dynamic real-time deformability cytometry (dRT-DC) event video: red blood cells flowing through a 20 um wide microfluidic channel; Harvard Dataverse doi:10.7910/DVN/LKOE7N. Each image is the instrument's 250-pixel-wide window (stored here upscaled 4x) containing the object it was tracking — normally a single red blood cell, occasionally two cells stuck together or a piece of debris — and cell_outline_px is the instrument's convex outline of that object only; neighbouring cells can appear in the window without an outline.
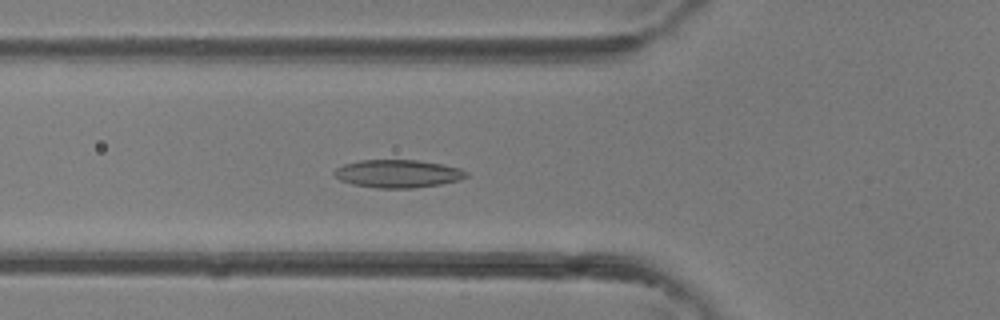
{"species": "common noctule bat (a hibernating species)", "species_latin": "Nyctalus noctula", "temperature_condition": "room temperature", "stored_images_in_passage": 31, "camera_frame_rate_fps": 3000, "um_per_image_px": 0.085, "animal": {"sex": "female"}, "frame": {"image": 1, "passage_image": 5, "time_ms": 1.333, "image_size_px": [1000, 320], "cell_outline_px": [[468, 176], [460, 180], [440, 184], [412, 188], [376, 188], [352, 184], [340, 180], [332, 172], [336, 168], [344, 164], [360, 160], [416, 160], [444, 164], [460, 168], [468, 172]], "centroid_in_image_um": [33.83, 14.76], "position_along_channel_um": 92.0, "area_um2": 21.56}}
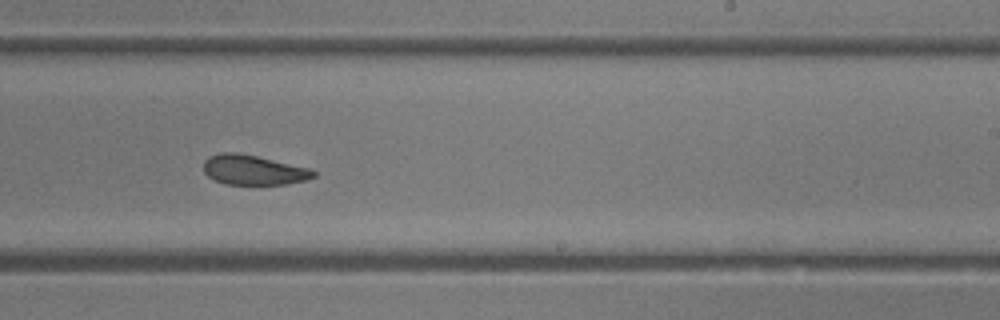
{"frame": {"image": 2, "passage_image": 15, "time_ms": 4.667, "image_size_px": [1000, 320], "cell_outline_px": [[316, 176], [308, 180], [288, 184], [224, 184], [208, 176], [204, 172], [204, 160], [208, 156], [220, 152], [236, 152], [256, 156], [312, 168], [316, 172]], "centroid_in_image_um": [21.57, 14.44], "position_along_channel_um": 267.4, "area_um2": 19.31}}
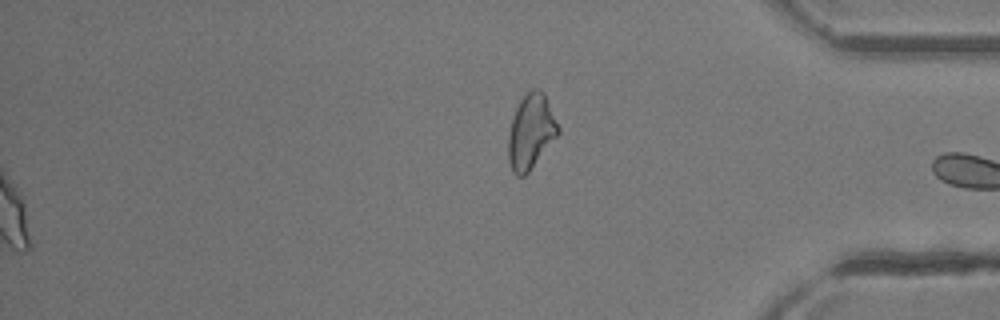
{"frame": {"image": 3, "passage_image": 31, "time_ms": 10.0, "image_size_px": [1000, 320], "cell_outline_px": [[560, 132], [528, 172], [524, 176], [516, 176], [512, 172], [508, 160], [508, 132], [516, 108], [520, 100], [532, 88], [536, 88], [544, 92], [560, 128]], "centroid_in_image_um": [45.12, 11.19], "position_along_channel_um": 390.1, "area_um2": 21.62}}